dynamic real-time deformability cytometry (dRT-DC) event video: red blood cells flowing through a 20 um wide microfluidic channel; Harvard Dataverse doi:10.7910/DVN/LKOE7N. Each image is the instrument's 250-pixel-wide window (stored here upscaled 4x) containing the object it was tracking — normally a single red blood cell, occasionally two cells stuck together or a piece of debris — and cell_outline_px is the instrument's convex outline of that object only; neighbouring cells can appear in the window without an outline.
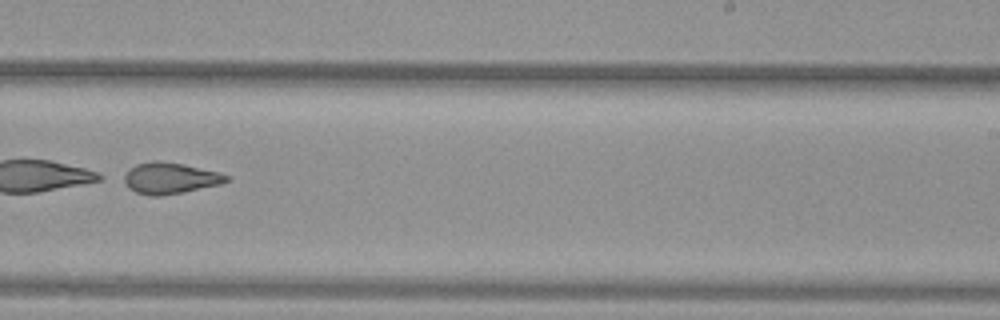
{"species": "common noctule bat (a hibernating species)", "species_latin": "Nyctalus noctula", "temperature_condition": "warm", "stored_images_in_passage": 44, "camera_frame_rate_fps": 3000, "um_per_image_px": 0.085, "animal": {"sex": "female", "body_mass_g": 29.2, "forearm_length_mm": 56.3}, "frame": {"image": 1, "passage_image": 26, "time_ms": 8.333, "image_size_px": [1000, 320], "cell_outline_px": [[228, 180], [220, 184], [184, 192], [160, 196], [148, 196], [136, 192], [128, 188], [120, 176], [136, 164], [152, 160], [156, 160], [184, 164], [220, 172], [228, 176]], "centroid_in_image_um": [14.4, 15.14], "position_along_channel_um": 274.6, "area_um2": 18.84}}